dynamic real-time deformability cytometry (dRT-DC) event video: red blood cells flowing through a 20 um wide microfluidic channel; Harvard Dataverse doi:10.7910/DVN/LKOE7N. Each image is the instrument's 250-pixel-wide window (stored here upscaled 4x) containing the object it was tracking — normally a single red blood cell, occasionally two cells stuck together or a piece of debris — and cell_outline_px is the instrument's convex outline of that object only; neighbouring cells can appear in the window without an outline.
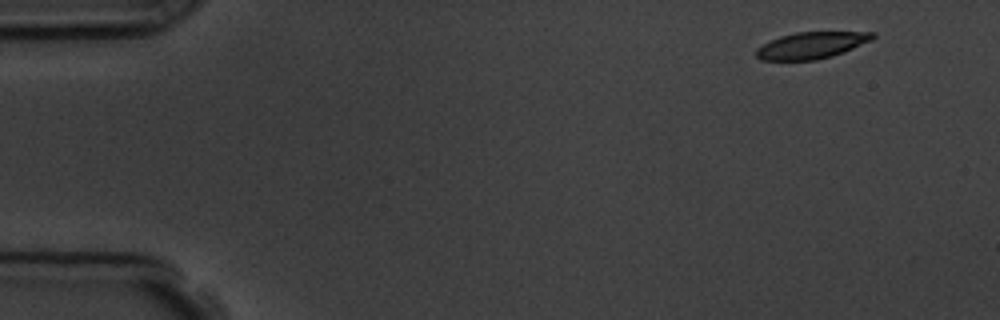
{"species": "common noctule bat (a hibernating species)", "species_latin": "Nyctalus noctula", "temperature_condition": "room temperature", "stored_images_in_passage": 7, "camera_frame_rate_fps": 3000, "um_per_image_px": 0.085, "animal": {"sex": "male", "body_mass_g": 19.5, "forearm_length_mm": 54.6}, "frame": {"image": 1, "passage_image": 1, "time_ms": 0.0, "image_size_px": [1000, 320], "cell_outline_px": [[876, 36], [872, 40], [832, 56], [816, 60], [760, 60], [756, 56], [756, 48], [780, 36], [796, 32], [876, 32]], "centroid_in_image_um": [68.97, 3.85], "position_along_channel_um": 16.0, "area_um2": 17.92}}